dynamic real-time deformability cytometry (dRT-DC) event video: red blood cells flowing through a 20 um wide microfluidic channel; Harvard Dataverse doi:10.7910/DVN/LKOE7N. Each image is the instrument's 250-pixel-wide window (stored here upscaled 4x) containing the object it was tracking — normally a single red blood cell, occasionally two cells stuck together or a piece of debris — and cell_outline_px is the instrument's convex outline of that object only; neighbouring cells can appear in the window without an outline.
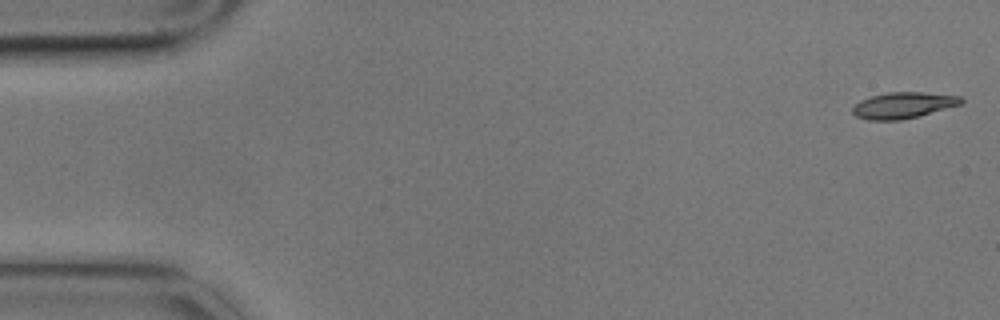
{"species": "common noctule bat (a hibernating species)", "species_latin": "Nyctalus noctula", "temperature_condition": "cold", "stored_images_in_passage": 4, "camera_frame_rate_fps": 3000, "um_per_image_px": 0.085, "animal": {"sex": "male", "body_mass_g": 17.9}, "frame": {"image": 1, "passage_image": 1, "time_ms": 0.0, "image_size_px": [1000, 320], "cell_outline_px": [[964, 100], [960, 104], [916, 116], [900, 120], [868, 120], [856, 116], [852, 112], [852, 108], [860, 100], [872, 96], [888, 92], [924, 92], [960, 96]], "centroid_in_image_um": [76.74, 8.94], "position_along_channel_um": 8.3, "area_um2": 16.24}}